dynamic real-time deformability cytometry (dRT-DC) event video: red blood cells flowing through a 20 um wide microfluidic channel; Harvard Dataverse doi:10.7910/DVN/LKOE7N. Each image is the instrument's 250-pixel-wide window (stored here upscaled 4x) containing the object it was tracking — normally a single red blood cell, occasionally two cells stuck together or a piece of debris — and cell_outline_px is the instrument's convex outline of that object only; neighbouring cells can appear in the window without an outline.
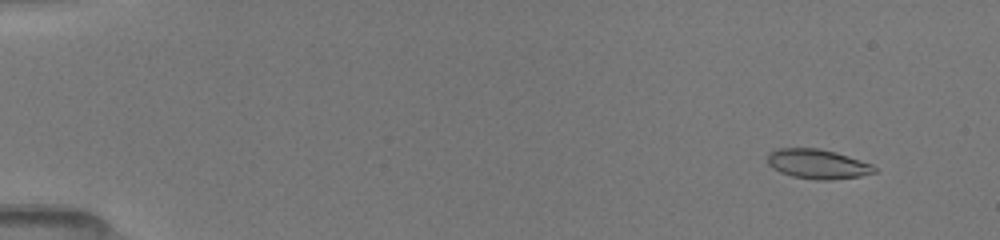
{"species": "common noctule bat (a hibernating species)", "species_latin": "Nyctalus noctula", "temperature_condition": "room temperature", "stored_images_in_passage": 52, "camera_frame_rate_fps": 3000, "um_per_image_px": 0.085, "animal": {"sex": "female", "body_mass_g": 19.5, "forearm_length_mm": 54.1}, "frame": {"image": 1, "passage_image": 5, "time_ms": 1.333, "image_size_px": [1000, 240], "cell_outline_px": [[876, 172], [860, 176], [832, 180], [816, 180], [792, 176], [780, 172], [772, 168], [768, 164], [768, 152], [776, 148], [816, 148], [836, 152], [872, 164], [876, 168]], "centroid_in_image_um": [69.48, 13.94], "position_along_channel_um": 15.5, "area_um2": 18.5}}
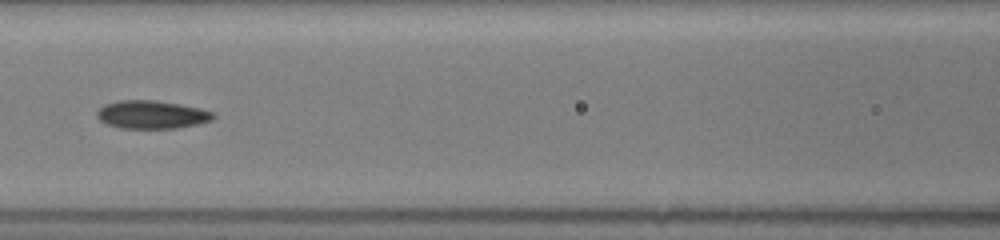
{"frame": {"image": 2, "passage_image": 25, "time_ms": 8.0, "image_size_px": [1000, 240], "cell_outline_px": [[216, 116], [212, 120], [196, 124], [176, 128], [120, 128], [108, 124], [100, 120], [96, 116], [96, 112], [104, 104], [120, 100], [156, 100], [200, 108], [212, 112]], "centroid_in_image_um": [12.88, 9.73], "position_along_channel_um": 153.7, "area_um2": 18.96}}
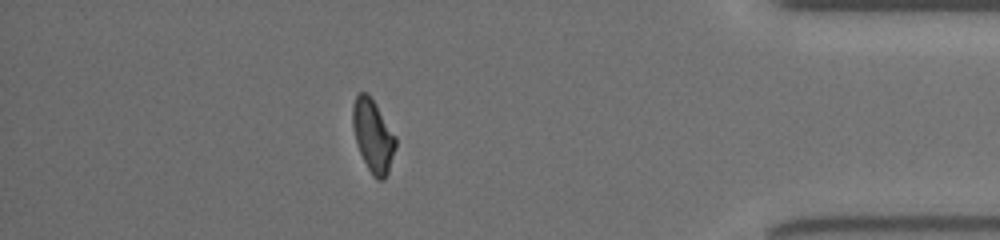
{"frame": {"image": 3, "passage_image": 46, "time_ms": 15.0, "image_size_px": [1000, 240], "cell_outline_px": [[396, 148], [388, 172], [384, 180], [376, 180], [372, 176], [360, 152], [352, 128], [352, 108], [356, 96], [360, 92], [368, 92], [376, 104], [396, 136]], "centroid_in_image_um": [31.71, 11.54], "position_along_channel_um": 403.5, "area_um2": 18.21}, "authors_computed_cell_mechanics": {"area_um2": 18.3515, "velocity_mm_per_s": 4.0611, "shape_relaxation_time_tau1_ms": 3.3338, "shape_relaxation_time_tau2_ms": 2.5801, "deformation_change_tau1": 0.1372, "deformation_change_tau2": 0.0802}}